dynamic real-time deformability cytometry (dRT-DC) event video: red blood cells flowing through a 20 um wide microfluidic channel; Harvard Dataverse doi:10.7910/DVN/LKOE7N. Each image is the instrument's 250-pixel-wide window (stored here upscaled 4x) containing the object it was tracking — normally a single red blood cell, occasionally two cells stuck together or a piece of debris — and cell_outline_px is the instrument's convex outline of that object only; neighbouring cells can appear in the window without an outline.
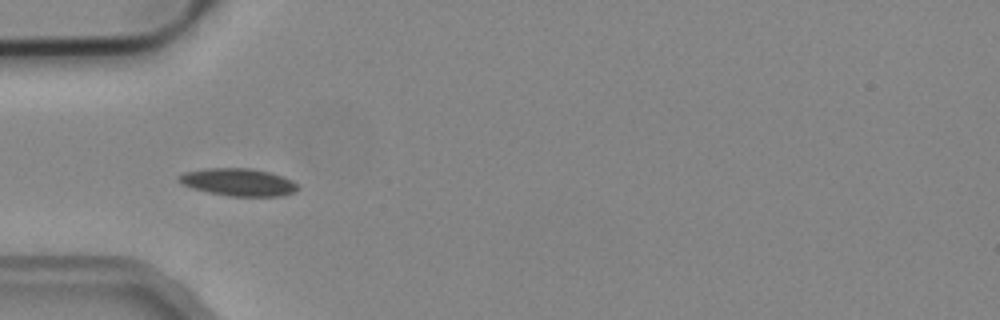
{"species": "common noctule bat (a hibernating species)", "species_latin": "Nyctalus noctula", "temperature_condition": "cold", "stored_images_in_passage": 3, "camera_frame_rate_fps": 3000, "um_per_image_px": 0.085, "animal": {"sex": "male", "body_mass_g": 19.2, "forearm_length_mm": 51.8}, "frame": {"image": 1, "passage_image": 3, "time_ms": 0.667, "image_size_px": [1000, 320], "cell_outline_px": [[300, 188], [296, 192], [280, 196], [228, 196], [208, 192], [192, 188], [184, 184], [180, 180], [180, 176], [184, 172], [208, 168], [248, 168], [268, 172], [284, 176], [292, 180]], "centroid_in_image_um": [20.32, 15.49], "position_along_channel_um": 64.7, "area_um2": 18.9}}